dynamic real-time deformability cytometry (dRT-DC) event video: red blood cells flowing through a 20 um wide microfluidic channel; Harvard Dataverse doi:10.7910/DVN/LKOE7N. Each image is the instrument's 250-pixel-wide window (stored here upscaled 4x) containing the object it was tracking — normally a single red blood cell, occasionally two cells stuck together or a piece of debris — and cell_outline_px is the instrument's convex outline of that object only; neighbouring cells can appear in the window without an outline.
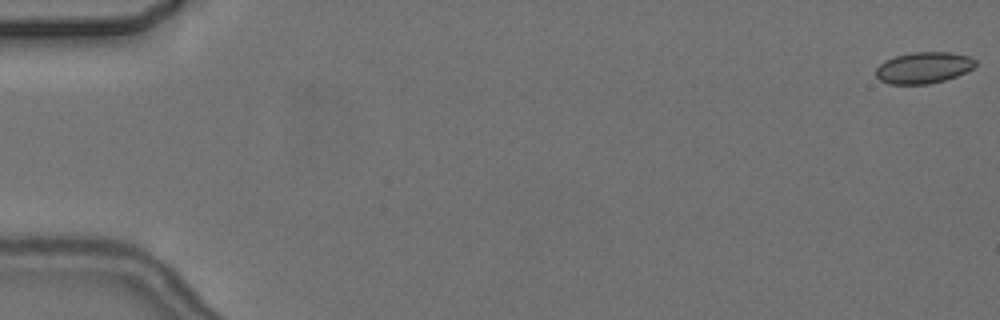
{"species": "common noctule bat (a hibernating species)", "species_latin": "Nyctalus noctula", "temperature_condition": "cold", "stored_images_in_passage": 4, "camera_frame_rate_fps": 3000, "um_per_image_px": 0.085, "animal": {"sex": "female", "body_mass_g": 24.6, "forearm_length_mm": 56.2}, "frame": {"image": 1, "passage_image": 1, "time_ms": 0.0, "image_size_px": [1000, 320], "cell_outline_px": [[976, 64], [972, 68], [956, 76], [944, 80], [928, 84], [888, 84], [880, 80], [876, 76], [876, 68], [884, 60], [896, 56], [912, 52], [948, 52], [968, 56], [976, 60]], "centroid_in_image_um": [78.47, 5.75], "position_along_channel_um": 6.5, "area_um2": 18.09}}
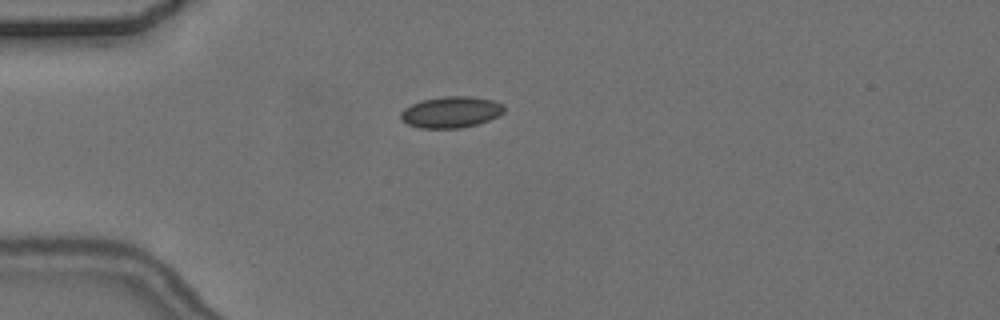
{"frame": {"image": 2, "passage_image": 4, "time_ms": 5.0, "image_size_px": [1000, 320], "cell_outline_px": [[504, 112], [488, 120], [476, 124], [460, 128], [420, 128], [408, 124], [400, 120], [400, 112], [404, 108], [412, 104], [424, 100], [444, 96], [472, 96], [492, 100], [504, 104]], "centroid_in_image_um": [38.32, 9.53], "position_along_channel_um": 46.7, "area_um2": 18.79}}